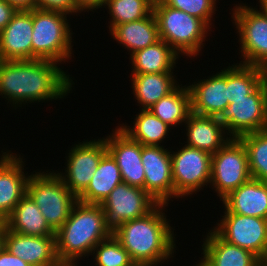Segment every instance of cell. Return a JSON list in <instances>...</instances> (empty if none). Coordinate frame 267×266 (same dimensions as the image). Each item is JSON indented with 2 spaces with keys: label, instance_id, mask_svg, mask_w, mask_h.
<instances>
[{
  "label": "cell",
  "instance_id": "23",
  "mask_svg": "<svg viewBox=\"0 0 267 266\" xmlns=\"http://www.w3.org/2000/svg\"><path fill=\"white\" fill-rule=\"evenodd\" d=\"M4 226L26 236H55V231L27 193L4 220Z\"/></svg>",
  "mask_w": 267,
  "mask_h": 266
},
{
  "label": "cell",
  "instance_id": "4",
  "mask_svg": "<svg viewBox=\"0 0 267 266\" xmlns=\"http://www.w3.org/2000/svg\"><path fill=\"white\" fill-rule=\"evenodd\" d=\"M153 12L158 23L159 38L179 55H199L210 28L197 17L155 0Z\"/></svg>",
  "mask_w": 267,
  "mask_h": 266
},
{
  "label": "cell",
  "instance_id": "6",
  "mask_svg": "<svg viewBox=\"0 0 267 266\" xmlns=\"http://www.w3.org/2000/svg\"><path fill=\"white\" fill-rule=\"evenodd\" d=\"M35 172L29 175L26 193L40 209L49 226L56 232L68 219L78 197L54 172Z\"/></svg>",
  "mask_w": 267,
  "mask_h": 266
},
{
  "label": "cell",
  "instance_id": "5",
  "mask_svg": "<svg viewBox=\"0 0 267 266\" xmlns=\"http://www.w3.org/2000/svg\"><path fill=\"white\" fill-rule=\"evenodd\" d=\"M66 13L33 9L32 60L45 59L57 63L72 58V30Z\"/></svg>",
  "mask_w": 267,
  "mask_h": 266
},
{
  "label": "cell",
  "instance_id": "37",
  "mask_svg": "<svg viewBox=\"0 0 267 266\" xmlns=\"http://www.w3.org/2000/svg\"><path fill=\"white\" fill-rule=\"evenodd\" d=\"M0 266H31L21 258L11 254L5 247L0 251Z\"/></svg>",
  "mask_w": 267,
  "mask_h": 266
},
{
  "label": "cell",
  "instance_id": "31",
  "mask_svg": "<svg viewBox=\"0 0 267 266\" xmlns=\"http://www.w3.org/2000/svg\"><path fill=\"white\" fill-rule=\"evenodd\" d=\"M155 0H106L103 7L109 9V31L116 25L136 21L153 12Z\"/></svg>",
  "mask_w": 267,
  "mask_h": 266
},
{
  "label": "cell",
  "instance_id": "43",
  "mask_svg": "<svg viewBox=\"0 0 267 266\" xmlns=\"http://www.w3.org/2000/svg\"><path fill=\"white\" fill-rule=\"evenodd\" d=\"M4 248V227L0 229V251Z\"/></svg>",
  "mask_w": 267,
  "mask_h": 266
},
{
  "label": "cell",
  "instance_id": "10",
  "mask_svg": "<svg viewBox=\"0 0 267 266\" xmlns=\"http://www.w3.org/2000/svg\"><path fill=\"white\" fill-rule=\"evenodd\" d=\"M170 154L175 199L196 194L210 184L212 154L186 145Z\"/></svg>",
  "mask_w": 267,
  "mask_h": 266
},
{
  "label": "cell",
  "instance_id": "26",
  "mask_svg": "<svg viewBox=\"0 0 267 266\" xmlns=\"http://www.w3.org/2000/svg\"><path fill=\"white\" fill-rule=\"evenodd\" d=\"M179 57L167 42L160 39L130 56L131 74L173 72Z\"/></svg>",
  "mask_w": 267,
  "mask_h": 266
},
{
  "label": "cell",
  "instance_id": "33",
  "mask_svg": "<svg viewBox=\"0 0 267 266\" xmlns=\"http://www.w3.org/2000/svg\"><path fill=\"white\" fill-rule=\"evenodd\" d=\"M95 266H134L128 251L112 234L98 243L93 251Z\"/></svg>",
  "mask_w": 267,
  "mask_h": 266
},
{
  "label": "cell",
  "instance_id": "18",
  "mask_svg": "<svg viewBox=\"0 0 267 266\" xmlns=\"http://www.w3.org/2000/svg\"><path fill=\"white\" fill-rule=\"evenodd\" d=\"M4 247L31 266H51L59 261L55 236H26L4 226Z\"/></svg>",
  "mask_w": 267,
  "mask_h": 266
},
{
  "label": "cell",
  "instance_id": "9",
  "mask_svg": "<svg viewBox=\"0 0 267 266\" xmlns=\"http://www.w3.org/2000/svg\"><path fill=\"white\" fill-rule=\"evenodd\" d=\"M233 26L239 34L240 64L264 67L267 65V16L256 7L237 4L232 9Z\"/></svg>",
  "mask_w": 267,
  "mask_h": 266
},
{
  "label": "cell",
  "instance_id": "38",
  "mask_svg": "<svg viewBox=\"0 0 267 266\" xmlns=\"http://www.w3.org/2000/svg\"><path fill=\"white\" fill-rule=\"evenodd\" d=\"M106 0H74L77 9L80 12H89L102 8Z\"/></svg>",
  "mask_w": 267,
  "mask_h": 266
},
{
  "label": "cell",
  "instance_id": "7",
  "mask_svg": "<svg viewBox=\"0 0 267 266\" xmlns=\"http://www.w3.org/2000/svg\"><path fill=\"white\" fill-rule=\"evenodd\" d=\"M232 138L267 129V90L262 82L245 98H233L215 117Z\"/></svg>",
  "mask_w": 267,
  "mask_h": 266
},
{
  "label": "cell",
  "instance_id": "2",
  "mask_svg": "<svg viewBox=\"0 0 267 266\" xmlns=\"http://www.w3.org/2000/svg\"><path fill=\"white\" fill-rule=\"evenodd\" d=\"M167 206L158 204L145 216L123 222L112 230L136 265L157 266L174 255L175 229L163 212Z\"/></svg>",
  "mask_w": 267,
  "mask_h": 266
},
{
  "label": "cell",
  "instance_id": "34",
  "mask_svg": "<svg viewBox=\"0 0 267 266\" xmlns=\"http://www.w3.org/2000/svg\"><path fill=\"white\" fill-rule=\"evenodd\" d=\"M165 5L201 19L210 29L217 0H161Z\"/></svg>",
  "mask_w": 267,
  "mask_h": 266
},
{
  "label": "cell",
  "instance_id": "21",
  "mask_svg": "<svg viewBox=\"0 0 267 266\" xmlns=\"http://www.w3.org/2000/svg\"><path fill=\"white\" fill-rule=\"evenodd\" d=\"M184 124L187 131L185 145L210 154L216 153L232 138L215 117L191 113Z\"/></svg>",
  "mask_w": 267,
  "mask_h": 266
},
{
  "label": "cell",
  "instance_id": "20",
  "mask_svg": "<svg viewBox=\"0 0 267 266\" xmlns=\"http://www.w3.org/2000/svg\"><path fill=\"white\" fill-rule=\"evenodd\" d=\"M202 246L203 258L196 266H261L256 255L244 248L223 240L213 229L205 235Z\"/></svg>",
  "mask_w": 267,
  "mask_h": 266
},
{
  "label": "cell",
  "instance_id": "17",
  "mask_svg": "<svg viewBox=\"0 0 267 266\" xmlns=\"http://www.w3.org/2000/svg\"><path fill=\"white\" fill-rule=\"evenodd\" d=\"M0 157V216L5 220L26 194L29 176L20 155L7 150Z\"/></svg>",
  "mask_w": 267,
  "mask_h": 266
},
{
  "label": "cell",
  "instance_id": "39",
  "mask_svg": "<svg viewBox=\"0 0 267 266\" xmlns=\"http://www.w3.org/2000/svg\"><path fill=\"white\" fill-rule=\"evenodd\" d=\"M17 10H31L35 8V0H7Z\"/></svg>",
  "mask_w": 267,
  "mask_h": 266
},
{
  "label": "cell",
  "instance_id": "15",
  "mask_svg": "<svg viewBox=\"0 0 267 266\" xmlns=\"http://www.w3.org/2000/svg\"><path fill=\"white\" fill-rule=\"evenodd\" d=\"M106 136L107 152L118 165L122 181L130 186L144 189L145 172L141 161L142 144L131 139L119 126Z\"/></svg>",
  "mask_w": 267,
  "mask_h": 266
},
{
  "label": "cell",
  "instance_id": "32",
  "mask_svg": "<svg viewBox=\"0 0 267 266\" xmlns=\"http://www.w3.org/2000/svg\"><path fill=\"white\" fill-rule=\"evenodd\" d=\"M246 147L251 177L267 182V129L239 137Z\"/></svg>",
  "mask_w": 267,
  "mask_h": 266
},
{
  "label": "cell",
  "instance_id": "19",
  "mask_svg": "<svg viewBox=\"0 0 267 266\" xmlns=\"http://www.w3.org/2000/svg\"><path fill=\"white\" fill-rule=\"evenodd\" d=\"M33 9L18 10L0 32V60H32Z\"/></svg>",
  "mask_w": 267,
  "mask_h": 266
},
{
  "label": "cell",
  "instance_id": "40",
  "mask_svg": "<svg viewBox=\"0 0 267 266\" xmlns=\"http://www.w3.org/2000/svg\"><path fill=\"white\" fill-rule=\"evenodd\" d=\"M78 261H58L51 266H77Z\"/></svg>",
  "mask_w": 267,
  "mask_h": 266
},
{
  "label": "cell",
  "instance_id": "25",
  "mask_svg": "<svg viewBox=\"0 0 267 266\" xmlns=\"http://www.w3.org/2000/svg\"><path fill=\"white\" fill-rule=\"evenodd\" d=\"M173 73L131 74L133 94L139 108L149 109L179 85Z\"/></svg>",
  "mask_w": 267,
  "mask_h": 266
},
{
  "label": "cell",
  "instance_id": "35",
  "mask_svg": "<svg viewBox=\"0 0 267 266\" xmlns=\"http://www.w3.org/2000/svg\"><path fill=\"white\" fill-rule=\"evenodd\" d=\"M35 8L59 11L68 15L81 13L74 0H35Z\"/></svg>",
  "mask_w": 267,
  "mask_h": 266
},
{
  "label": "cell",
  "instance_id": "16",
  "mask_svg": "<svg viewBox=\"0 0 267 266\" xmlns=\"http://www.w3.org/2000/svg\"><path fill=\"white\" fill-rule=\"evenodd\" d=\"M188 88L192 113L216 117L222 109L229 105L228 67L207 79L195 81Z\"/></svg>",
  "mask_w": 267,
  "mask_h": 266
},
{
  "label": "cell",
  "instance_id": "1",
  "mask_svg": "<svg viewBox=\"0 0 267 266\" xmlns=\"http://www.w3.org/2000/svg\"><path fill=\"white\" fill-rule=\"evenodd\" d=\"M52 60H0V95L18 108L64 98L73 80ZM21 105V106H20Z\"/></svg>",
  "mask_w": 267,
  "mask_h": 266
},
{
  "label": "cell",
  "instance_id": "36",
  "mask_svg": "<svg viewBox=\"0 0 267 266\" xmlns=\"http://www.w3.org/2000/svg\"><path fill=\"white\" fill-rule=\"evenodd\" d=\"M17 11L7 0H0V32L12 20Z\"/></svg>",
  "mask_w": 267,
  "mask_h": 266
},
{
  "label": "cell",
  "instance_id": "27",
  "mask_svg": "<svg viewBox=\"0 0 267 266\" xmlns=\"http://www.w3.org/2000/svg\"><path fill=\"white\" fill-rule=\"evenodd\" d=\"M121 172L113 157L107 152L100 160L87 188L78 196L86 204H101L111 191L122 183Z\"/></svg>",
  "mask_w": 267,
  "mask_h": 266
},
{
  "label": "cell",
  "instance_id": "42",
  "mask_svg": "<svg viewBox=\"0 0 267 266\" xmlns=\"http://www.w3.org/2000/svg\"><path fill=\"white\" fill-rule=\"evenodd\" d=\"M262 74H263V83L265 84L267 90V65L262 67Z\"/></svg>",
  "mask_w": 267,
  "mask_h": 266
},
{
  "label": "cell",
  "instance_id": "8",
  "mask_svg": "<svg viewBox=\"0 0 267 266\" xmlns=\"http://www.w3.org/2000/svg\"><path fill=\"white\" fill-rule=\"evenodd\" d=\"M251 178L247 150L239 138L212 154L210 185L221 201Z\"/></svg>",
  "mask_w": 267,
  "mask_h": 266
},
{
  "label": "cell",
  "instance_id": "24",
  "mask_svg": "<svg viewBox=\"0 0 267 266\" xmlns=\"http://www.w3.org/2000/svg\"><path fill=\"white\" fill-rule=\"evenodd\" d=\"M109 33L122 47L129 50L130 56L160 40L154 12L143 19L116 25Z\"/></svg>",
  "mask_w": 267,
  "mask_h": 266
},
{
  "label": "cell",
  "instance_id": "3",
  "mask_svg": "<svg viewBox=\"0 0 267 266\" xmlns=\"http://www.w3.org/2000/svg\"><path fill=\"white\" fill-rule=\"evenodd\" d=\"M112 235L100 204L78 201L68 219L55 232L59 261H78L88 258L94 247Z\"/></svg>",
  "mask_w": 267,
  "mask_h": 266
},
{
  "label": "cell",
  "instance_id": "28",
  "mask_svg": "<svg viewBox=\"0 0 267 266\" xmlns=\"http://www.w3.org/2000/svg\"><path fill=\"white\" fill-rule=\"evenodd\" d=\"M120 125L119 128L131 139L146 146H163L161 143L164 142L163 140L168 136L171 129L149 109H140L132 127L124 123Z\"/></svg>",
  "mask_w": 267,
  "mask_h": 266
},
{
  "label": "cell",
  "instance_id": "30",
  "mask_svg": "<svg viewBox=\"0 0 267 266\" xmlns=\"http://www.w3.org/2000/svg\"><path fill=\"white\" fill-rule=\"evenodd\" d=\"M262 82L263 74L260 67L240 63L229 66V103L233 98H245L250 95Z\"/></svg>",
  "mask_w": 267,
  "mask_h": 266
},
{
  "label": "cell",
  "instance_id": "29",
  "mask_svg": "<svg viewBox=\"0 0 267 266\" xmlns=\"http://www.w3.org/2000/svg\"><path fill=\"white\" fill-rule=\"evenodd\" d=\"M149 110L170 127L185 123L192 113L188 86L179 84L171 93L151 106Z\"/></svg>",
  "mask_w": 267,
  "mask_h": 266
},
{
  "label": "cell",
  "instance_id": "12",
  "mask_svg": "<svg viewBox=\"0 0 267 266\" xmlns=\"http://www.w3.org/2000/svg\"><path fill=\"white\" fill-rule=\"evenodd\" d=\"M82 142L75 144L69 150L65 172L57 173L77 197L87 188L101 158L107 153L103 137Z\"/></svg>",
  "mask_w": 267,
  "mask_h": 266
},
{
  "label": "cell",
  "instance_id": "41",
  "mask_svg": "<svg viewBox=\"0 0 267 266\" xmlns=\"http://www.w3.org/2000/svg\"><path fill=\"white\" fill-rule=\"evenodd\" d=\"M260 10L267 16V0H259Z\"/></svg>",
  "mask_w": 267,
  "mask_h": 266
},
{
  "label": "cell",
  "instance_id": "14",
  "mask_svg": "<svg viewBox=\"0 0 267 266\" xmlns=\"http://www.w3.org/2000/svg\"><path fill=\"white\" fill-rule=\"evenodd\" d=\"M141 161L145 172L144 190L159 204L174 198L171 154L164 146L142 145Z\"/></svg>",
  "mask_w": 267,
  "mask_h": 266
},
{
  "label": "cell",
  "instance_id": "13",
  "mask_svg": "<svg viewBox=\"0 0 267 266\" xmlns=\"http://www.w3.org/2000/svg\"><path fill=\"white\" fill-rule=\"evenodd\" d=\"M159 203L144 189L118 184L100 204L108 226L114 230L118 225L151 212Z\"/></svg>",
  "mask_w": 267,
  "mask_h": 266
},
{
  "label": "cell",
  "instance_id": "44",
  "mask_svg": "<svg viewBox=\"0 0 267 266\" xmlns=\"http://www.w3.org/2000/svg\"><path fill=\"white\" fill-rule=\"evenodd\" d=\"M4 227V220L0 216V229Z\"/></svg>",
  "mask_w": 267,
  "mask_h": 266
},
{
  "label": "cell",
  "instance_id": "22",
  "mask_svg": "<svg viewBox=\"0 0 267 266\" xmlns=\"http://www.w3.org/2000/svg\"><path fill=\"white\" fill-rule=\"evenodd\" d=\"M222 203L231 213L267 219V182L251 178Z\"/></svg>",
  "mask_w": 267,
  "mask_h": 266
},
{
  "label": "cell",
  "instance_id": "11",
  "mask_svg": "<svg viewBox=\"0 0 267 266\" xmlns=\"http://www.w3.org/2000/svg\"><path fill=\"white\" fill-rule=\"evenodd\" d=\"M224 216L213 230L230 244L244 248L263 263L267 260V219L231 213L223 206Z\"/></svg>",
  "mask_w": 267,
  "mask_h": 266
}]
</instances>
